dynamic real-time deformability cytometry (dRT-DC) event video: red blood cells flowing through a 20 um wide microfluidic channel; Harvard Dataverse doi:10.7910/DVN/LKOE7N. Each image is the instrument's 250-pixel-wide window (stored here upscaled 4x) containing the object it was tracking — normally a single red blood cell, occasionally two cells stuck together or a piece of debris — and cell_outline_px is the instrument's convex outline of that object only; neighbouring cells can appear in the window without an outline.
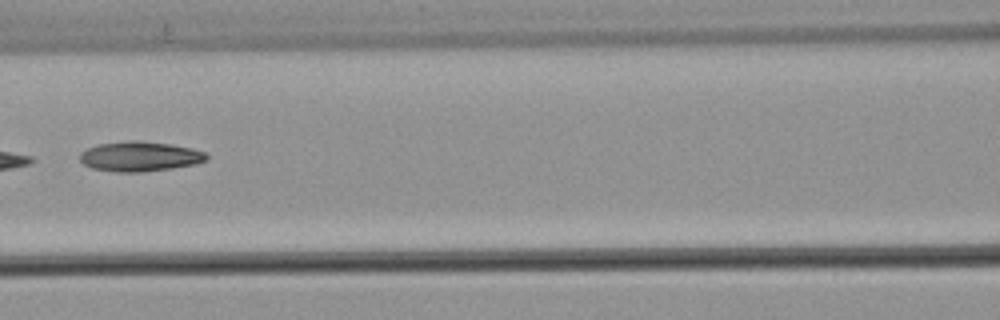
{"species": "common noctule bat (a hibernating species)", "species_latin": "Nyctalus noctula", "temperature_condition": "warm", "stored_images_in_passage": 6, "camera_frame_rate_fps": 3000, "um_per_image_px": 0.085, "animal": {"sex": "male", "body_mass_g": 21.5, "forearm_length_mm": 52.0}, "frame": {"image": 1, "passage_image": 6, "time_ms": 1.667, "image_size_px": [1000, 320], "cell_outline_px": [[208, 160], [196, 164], [172, 168], [140, 172], [116, 172], [92, 168], [84, 164], [80, 160], [80, 152], [96, 144], [132, 140], [136, 140], [168, 144], [192, 148], [204, 152], [208, 156]], "centroid_in_image_um": [11.88, 13.3], "position_along_channel_um": 154.7, "area_um2": 22.02}}